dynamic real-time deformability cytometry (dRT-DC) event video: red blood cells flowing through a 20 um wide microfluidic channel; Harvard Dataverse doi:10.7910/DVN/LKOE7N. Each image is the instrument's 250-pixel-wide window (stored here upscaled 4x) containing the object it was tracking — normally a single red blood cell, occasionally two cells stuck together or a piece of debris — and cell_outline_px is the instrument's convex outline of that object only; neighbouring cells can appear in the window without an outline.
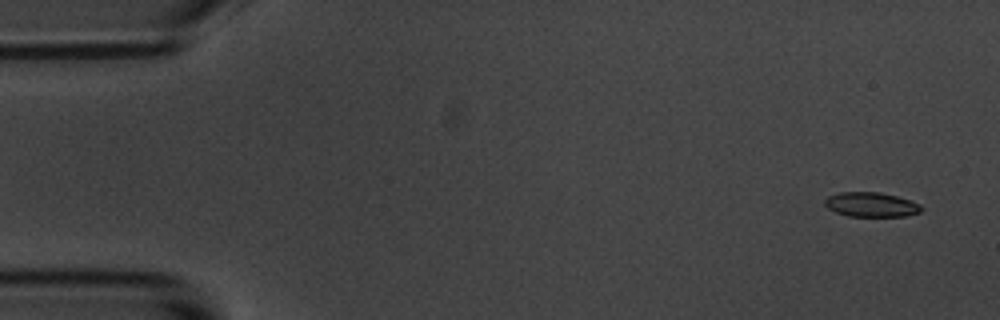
{"species": "common noctule bat (a hibernating species)", "species_latin": "Nyctalus noctula", "temperature_condition": "room temperature", "stored_images_in_passage": 6, "segment_of_instrument_passage": [1, 2], "camera_frame_rate_fps": 3000, "um_per_image_px": 0.085, "animal": {"sex": "male", "body_mass_g": 20.1, "forearm_length_mm": 53.5}, "frame": {"image": 1, "passage_image": 1, "time_ms": 0.0, "image_size_px": [1000, 320], "cell_outline_px": [[924, 208], [920, 212], [908, 216], [848, 216], [836, 212], [828, 208], [824, 204], [824, 200], [828, 196], [840, 192], [880, 192], [896, 196], [920, 204]], "centroid_in_image_um": [74.05, 17.39], "position_along_channel_um": 10.9, "area_um2": 13.81}}
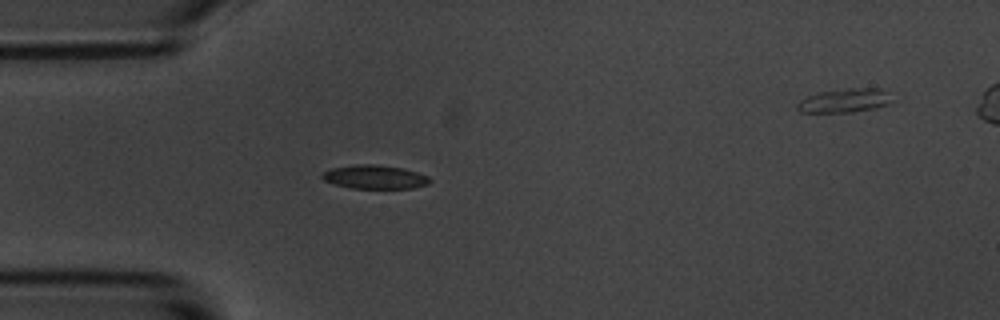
{"frame": {"image": 2, "passage_image": 5, "time_ms": 4.333, "image_size_px": [1000, 320], "cell_outline_px": [[432, 180], [428, 184], [412, 188], [348, 188], [332, 184], [324, 180], [320, 176], [324, 172], [332, 168], [352, 164], [376, 164], [404, 168], [428, 176]], "centroid_in_image_um": [31.83, 15.04], "position_along_channel_um": 53.2, "area_um2": 15.03}}